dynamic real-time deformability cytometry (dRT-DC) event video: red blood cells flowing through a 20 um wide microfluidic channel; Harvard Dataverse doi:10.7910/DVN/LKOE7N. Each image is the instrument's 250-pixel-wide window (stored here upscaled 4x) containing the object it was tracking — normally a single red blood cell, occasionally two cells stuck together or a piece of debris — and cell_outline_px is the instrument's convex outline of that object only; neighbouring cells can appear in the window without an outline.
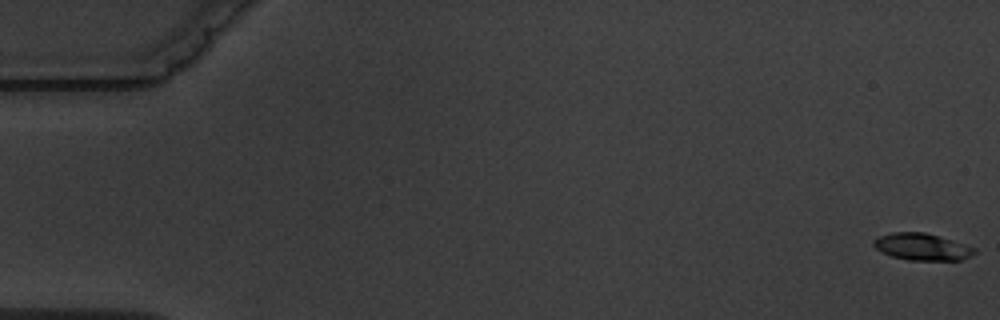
{"species": "common noctule bat (a hibernating species)", "species_latin": "Nyctalus noctula", "temperature_condition": "warm", "stored_images_in_passage": 6, "segment_of_instrument_passage": [2, 2], "camera_frame_rate_fps": 3000, "um_per_image_px": 0.085, "animal": {"sex": "male", "body_mass_g": 19.5, "forearm_length_mm": 54.6}, "frame": {"image": 1, "passage_image": 6, "time_ms": 6.333, "image_size_px": [1000, 320], "cell_outline_px": [[976, 252], [960, 260], [908, 260], [892, 256], [876, 248], [872, 244], [872, 240], [880, 236], [892, 232], [924, 232], [976, 248]], "centroid_in_image_um": [78.33, 20.98], "position_along_channel_um": 6.7, "area_um2": 15.49}}